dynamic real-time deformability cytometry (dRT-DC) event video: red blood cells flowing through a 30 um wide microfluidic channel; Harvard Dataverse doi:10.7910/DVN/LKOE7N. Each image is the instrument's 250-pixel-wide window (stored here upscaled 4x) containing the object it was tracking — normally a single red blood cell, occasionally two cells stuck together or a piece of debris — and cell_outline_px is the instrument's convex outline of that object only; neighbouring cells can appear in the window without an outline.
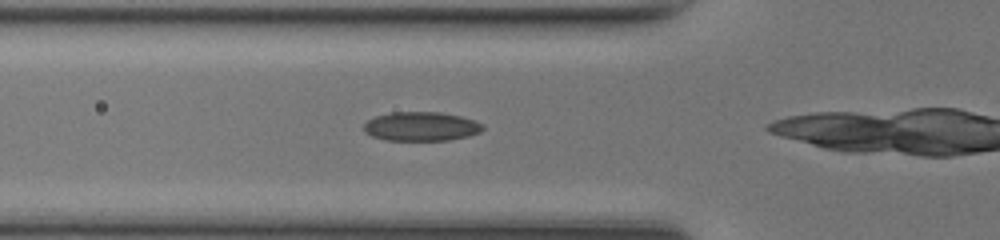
{"species": "common noctule bat (a hibernating species)", "species_latin": "Nyctalus noctula", "temperature_condition": "room temperature", "stored_images_in_passage": 6, "camera_frame_rate_fps": 3000, "um_per_image_px": 0.085, "animal": {"sex": "female", "body_mass_g": 17.0, "forearm_length_mm": 48.0}, "frame": {"image": 1, "passage_image": 2, "time_ms": 0.333, "image_size_px": [1000, 240], "cell_outline_px": [[484, 128], [480, 132], [468, 136], [448, 140], [384, 140], [372, 136], [364, 132], [364, 124], [368, 120], [376, 116], [392, 112], [440, 112], [460, 116], [476, 120], [484, 124]], "centroid_in_image_um": [35.82, 10.74], "position_along_channel_um": 90.0, "area_um2": 20.23}}
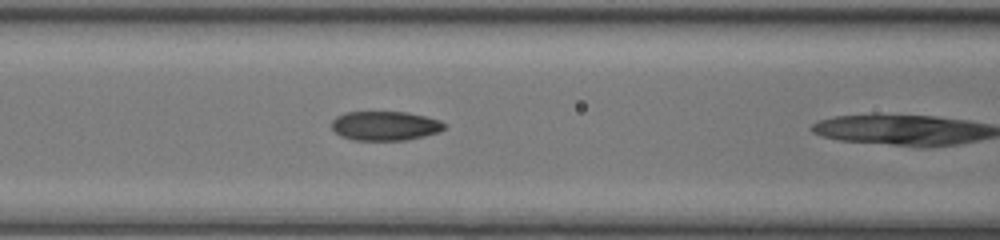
{"frame": {"image": 2, "passage_image": 5, "time_ms": 1.333, "image_size_px": [1000, 240], "cell_outline_px": [[444, 128], [436, 132], [424, 136], [408, 140], [352, 140], [340, 136], [332, 128], [332, 120], [336, 116], [344, 112], [408, 112], [440, 120], [444, 124]], "centroid_in_image_um": [32.69, 10.69], "position_along_channel_um": 133.9, "area_um2": 19.19}}